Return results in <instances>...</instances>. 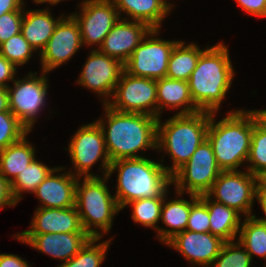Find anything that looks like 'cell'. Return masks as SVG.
I'll return each instance as SVG.
<instances>
[{
	"label": "cell",
	"instance_id": "6da1fadb",
	"mask_svg": "<svg viewBox=\"0 0 266 267\" xmlns=\"http://www.w3.org/2000/svg\"><path fill=\"white\" fill-rule=\"evenodd\" d=\"M105 117L96 122L102 129L111 162L142 158L139 151L157 149L158 118L140 113H123L104 104ZM106 120V121H104ZM107 123V126H106Z\"/></svg>",
	"mask_w": 266,
	"mask_h": 267
},
{
	"label": "cell",
	"instance_id": "7a4b0ae2",
	"mask_svg": "<svg viewBox=\"0 0 266 267\" xmlns=\"http://www.w3.org/2000/svg\"><path fill=\"white\" fill-rule=\"evenodd\" d=\"M228 47L207 46L188 80L191 98L200 111L217 113L234 77Z\"/></svg>",
	"mask_w": 266,
	"mask_h": 267
},
{
	"label": "cell",
	"instance_id": "3957f363",
	"mask_svg": "<svg viewBox=\"0 0 266 267\" xmlns=\"http://www.w3.org/2000/svg\"><path fill=\"white\" fill-rule=\"evenodd\" d=\"M114 171H118L114 196L121 210L138 199L164 197L172 185L171 175L164 165L145 157L115 160L107 176Z\"/></svg>",
	"mask_w": 266,
	"mask_h": 267
},
{
	"label": "cell",
	"instance_id": "277c9868",
	"mask_svg": "<svg viewBox=\"0 0 266 267\" xmlns=\"http://www.w3.org/2000/svg\"><path fill=\"white\" fill-rule=\"evenodd\" d=\"M215 114L210 113L207 139L212 145L216 162L222 171H238L249 157L253 117L248 111L235 110L216 122Z\"/></svg>",
	"mask_w": 266,
	"mask_h": 267
},
{
	"label": "cell",
	"instance_id": "5b68a950",
	"mask_svg": "<svg viewBox=\"0 0 266 267\" xmlns=\"http://www.w3.org/2000/svg\"><path fill=\"white\" fill-rule=\"evenodd\" d=\"M157 121V150H163L172 159V166H164L172 176L182 167L207 139L210 112L200 111L188 115H174Z\"/></svg>",
	"mask_w": 266,
	"mask_h": 267
},
{
	"label": "cell",
	"instance_id": "8992f818",
	"mask_svg": "<svg viewBox=\"0 0 266 267\" xmlns=\"http://www.w3.org/2000/svg\"><path fill=\"white\" fill-rule=\"evenodd\" d=\"M83 178L77 180L75 207L86 233L93 238H102L110 231L114 216L121 208L106 185L107 175ZM81 179L83 182H80Z\"/></svg>",
	"mask_w": 266,
	"mask_h": 267
},
{
	"label": "cell",
	"instance_id": "52a82bcc",
	"mask_svg": "<svg viewBox=\"0 0 266 267\" xmlns=\"http://www.w3.org/2000/svg\"><path fill=\"white\" fill-rule=\"evenodd\" d=\"M222 170L219 168L211 143L206 139L190 159L172 176L178 196L187 191L197 196L207 194Z\"/></svg>",
	"mask_w": 266,
	"mask_h": 267
},
{
	"label": "cell",
	"instance_id": "ba28073f",
	"mask_svg": "<svg viewBox=\"0 0 266 267\" xmlns=\"http://www.w3.org/2000/svg\"><path fill=\"white\" fill-rule=\"evenodd\" d=\"M68 150L76 173L70 172L74 176L98 177L90 173V170L101 158L103 174L104 176L108 174L111 160L107 154L102 129L96 121L83 125L76 131Z\"/></svg>",
	"mask_w": 266,
	"mask_h": 267
},
{
	"label": "cell",
	"instance_id": "9c48e42d",
	"mask_svg": "<svg viewBox=\"0 0 266 267\" xmlns=\"http://www.w3.org/2000/svg\"><path fill=\"white\" fill-rule=\"evenodd\" d=\"M160 29H151L124 64V71L135 77L165 78L174 46L179 41L157 38Z\"/></svg>",
	"mask_w": 266,
	"mask_h": 267
},
{
	"label": "cell",
	"instance_id": "30bf717a",
	"mask_svg": "<svg viewBox=\"0 0 266 267\" xmlns=\"http://www.w3.org/2000/svg\"><path fill=\"white\" fill-rule=\"evenodd\" d=\"M37 72L27 74L23 79L13 81L14 87L8 86V101L10 112L29 130L33 126L41 112L42 107L46 105L45 98L48 89L47 73Z\"/></svg>",
	"mask_w": 266,
	"mask_h": 267
},
{
	"label": "cell",
	"instance_id": "8fae6325",
	"mask_svg": "<svg viewBox=\"0 0 266 267\" xmlns=\"http://www.w3.org/2000/svg\"><path fill=\"white\" fill-rule=\"evenodd\" d=\"M107 105L115 111L140 113L157 118L156 80L135 77L123 71L112 101H109Z\"/></svg>",
	"mask_w": 266,
	"mask_h": 267
},
{
	"label": "cell",
	"instance_id": "7c38bea8",
	"mask_svg": "<svg viewBox=\"0 0 266 267\" xmlns=\"http://www.w3.org/2000/svg\"><path fill=\"white\" fill-rule=\"evenodd\" d=\"M259 178L244 171H222L214 181L209 197L212 200L232 208L245 217L254 216L252 205L256 198L257 184Z\"/></svg>",
	"mask_w": 266,
	"mask_h": 267
},
{
	"label": "cell",
	"instance_id": "4fadbf2b",
	"mask_svg": "<svg viewBox=\"0 0 266 267\" xmlns=\"http://www.w3.org/2000/svg\"><path fill=\"white\" fill-rule=\"evenodd\" d=\"M78 6L81 12L72 16L79 25L82 44L100 47L120 19L115 4L112 0H85Z\"/></svg>",
	"mask_w": 266,
	"mask_h": 267
},
{
	"label": "cell",
	"instance_id": "5bb4252c",
	"mask_svg": "<svg viewBox=\"0 0 266 267\" xmlns=\"http://www.w3.org/2000/svg\"><path fill=\"white\" fill-rule=\"evenodd\" d=\"M90 52L76 83L101 95L102 102L107 104L110 101L107 98H112L124 71V64L105 55L98 48Z\"/></svg>",
	"mask_w": 266,
	"mask_h": 267
},
{
	"label": "cell",
	"instance_id": "9a60e30c",
	"mask_svg": "<svg viewBox=\"0 0 266 267\" xmlns=\"http://www.w3.org/2000/svg\"><path fill=\"white\" fill-rule=\"evenodd\" d=\"M83 46L80 29L70 14L57 23L52 36L40 54L43 72L49 73L70 58Z\"/></svg>",
	"mask_w": 266,
	"mask_h": 267
},
{
	"label": "cell",
	"instance_id": "2e32d148",
	"mask_svg": "<svg viewBox=\"0 0 266 267\" xmlns=\"http://www.w3.org/2000/svg\"><path fill=\"white\" fill-rule=\"evenodd\" d=\"M224 243V240L210 232L185 230L174 235L165 244L181 253L192 264L210 267Z\"/></svg>",
	"mask_w": 266,
	"mask_h": 267
},
{
	"label": "cell",
	"instance_id": "e0dca14e",
	"mask_svg": "<svg viewBox=\"0 0 266 267\" xmlns=\"http://www.w3.org/2000/svg\"><path fill=\"white\" fill-rule=\"evenodd\" d=\"M14 237L63 263L73 258L91 238L86 232L16 234Z\"/></svg>",
	"mask_w": 266,
	"mask_h": 267
},
{
	"label": "cell",
	"instance_id": "ac0fdd59",
	"mask_svg": "<svg viewBox=\"0 0 266 267\" xmlns=\"http://www.w3.org/2000/svg\"><path fill=\"white\" fill-rule=\"evenodd\" d=\"M150 30L144 22L120 18L105 37L99 50L125 64Z\"/></svg>",
	"mask_w": 266,
	"mask_h": 267
},
{
	"label": "cell",
	"instance_id": "d6986e66",
	"mask_svg": "<svg viewBox=\"0 0 266 267\" xmlns=\"http://www.w3.org/2000/svg\"><path fill=\"white\" fill-rule=\"evenodd\" d=\"M66 168L55 167L44 181L36 188L34 194L40 200L42 208H70L75 206L76 185L78 177L70 171L55 175Z\"/></svg>",
	"mask_w": 266,
	"mask_h": 267
},
{
	"label": "cell",
	"instance_id": "ffe728a7",
	"mask_svg": "<svg viewBox=\"0 0 266 267\" xmlns=\"http://www.w3.org/2000/svg\"><path fill=\"white\" fill-rule=\"evenodd\" d=\"M30 226V230L17 234L86 232L75 206L64 209L38 207Z\"/></svg>",
	"mask_w": 266,
	"mask_h": 267
},
{
	"label": "cell",
	"instance_id": "44dd1931",
	"mask_svg": "<svg viewBox=\"0 0 266 267\" xmlns=\"http://www.w3.org/2000/svg\"><path fill=\"white\" fill-rule=\"evenodd\" d=\"M157 86V118H160L162 109H177L176 115H188L200 112L194 104L189 90L188 81L161 78L156 80Z\"/></svg>",
	"mask_w": 266,
	"mask_h": 267
},
{
	"label": "cell",
	"instance_id": "7402d4cb",
	"mask_svg": "<svg viewBox=\"0 0 266 267\" xmlns=\"http://www.w3.org/2000/svg\"><path fill=\"white\" fill-rule=\"evenodd\" d=\"M115 4L120 18L121 13L128 17L122 19H132L146 23L151 29H161L164 17L169 14L172 4L166 0H112Z\"/></svg>",
	"mask_w": 266,
	"mask_h": 267
},
{
	"label": "cell",
	"instance_id": "603a6c76",
	"mask_svg": "<svg viewBox=\"0 0 266 267\" xmlns=\"http://www.w3.org/2000/svg\"><path fill=\"white\" fill-rule=\"evenodd\" d=\"M50 13L49 8L23 11L21 33L34 50L40 53L52 36L57 23L64 16L54 19Z\"/></svg>",
	"mask_w": 266,
	"mask_h": 267
},
{
	"label": "cell",
	"instance_id": "cb8c5ba5",
	"mask_svg": "<svg viewBox=\"0 0 266 267\" xmlns=\"http://www.w3.org/2000/svg\"><path fill=\"white\" fill-rule=\"evenodd\" d=\"M199 198L208 208L209 232L225 242L234 241L240 231L241 214L222 203L212 200L207 194L201 195Z\"/></svg>",
	"mask_w": 266,
	"mask_h": 267
},
{
	"label": "cell",
	"instance_id": "d4e9b609",
	"mask_svg": "<svg viewBox=\"0 0 266 267\" xmlns=\"http://www.w3.org/2000/svg\"><path fill=\"white\" fill-rule=\"evenodd\" d=\"M167 193L164 195V200L161 208V220L169 229L158 227L157 238L165 244L177 233L186 230L188 217L192 204L199 198L197 195L187 194L191 201L185 199H174L166 201ZM166 202V203H165ZM171 228V229H170Z\"/></svg>",
	"mask_w": 266,
	"mask_h": 267
},
{
	"label": "cell",
	"instance_id": "484cf974",
	"mask_svg": "<svg viewBox=\"0 0 266 267\" xmlns=\"http://www.w3.org/2000/svg\"><path fill=\"white\" fill-rule=\"evenodd\" d=\"M27 135L28 133L17 142L0 150V174L8 182H12L36 158L35 147L27 141Z\"/></svg>",
	"mask_w": 266,
	"mask_h": 267
},
{
	"label": "cell",
	"instance_id": "4316f807",
	"mask_svg": "<svg viewBox=\"0 0 266 267\" xmlns=\"http://www.w3.org/2000/svg\"><path fill=\"white\" fill-rule=\"evenodd\" d=\"M203 51L197 44L188 43L185 46V42L179 41L171 52L166 77L188 81Z\"/></svg>",
	"mask_w": 266,
	"mask_h": 267
},
{
	"label": "cell",
	"instance_id": "83f0119b",
	"mask_svg": "<svg viewBox=\"0 0 266 267\" xmlns=\"http://www.w3.org/2000/svg\"><path fill=\"white\" fill-rule=\"evenodd\" d=\"M243 221L237 240L245 247L251 259L253 255L266 259V221L255 215L245 217Z\"/></svg>",
	"mask_w": 266,
	"mask_h": 267
},
{
	"label": "cell",
	"instance_id": "f1b7e54d",
	"mask_svg": "<svg viewBox=\"0 0 266 267\" xmlns=\"http://www.w3.org/2000/svg\"><path fill=\"white\" fill-rule=\"evenodd\" d=\"M55 167L50 168L35 159L10 182L12 196L16 203L22 200L23 192L34 193Z\"/></svg>",
	"mask_w": 266,
	"mask_h": 267
},
{
	"label": "cell",
	"instance_id": "f546056e",
	"mask_svg": "<svg viewBox=\"0 0 266 267\" xmlns=\"http://www.w3.org/2000/svg\"><path fill=\"white\" fill-rule=\"evenodd\" d=\"M100 239L91 237L73 258L57 267H100L111 244V239L96 244Z\"/></svg>",
	"mask_w": 266,
	"mask_h": 267
},
{
	"label": "cell",
	"instance_id": "4dcf8cb0",
	"mask_svg": "<svg viewBox=\"0 0 266 267\" xmlns=\"http://www.w3.org/2000/svg\"><path fill=\"white\" fill-rule=\"evenodd\" d=\"M164 197L142 198L128 203L132 207L131 218L134 222L145 227H152L158 230V223L161 220V208Z\"/></svg>",
	"mask_w": 266,
	"mask_h": 267
},
{
	"label": "cell",
	"instance_id": "1f68e13d",
	"mask_svg": "<svg viewBox=\"0 0 266 267\" xmlns=\"http://www.w3.org/2000/svg\"><path fill=\"white\" fill-rule=\"evenodd\" d=\"M248 162L250 163L246 168L251 174L259 179L266 176V131L260 129L254 119Z\"/></svg>",
	"mask_w": 266,
	"mask_h": 267
},
{
	"label": "cell",
	"instance_id": "d6a6232c",
	"mask_svg": "<svg viewBox=\"0 0 266 267\" xmlns=\"http://www.w3.org/2000/svg\"><path fill=\"white\" fill-rule=\"evenodd\" d=\"M33 52L36 51L21 32L0 44V54L16 67L26 64Z\"/></svg>",
	"mask_w": 266,
	"mask_h": 267
},
{
	"label": "cell",
	"instance_id": "836d02e7",
	"mask_svg": "<svg viewBox=\"0 0 266 267\" xmlns=\"http://www.w3.org/2000/svg\"><path fill=\"white\" fill-rule=\"evenodd\" d=\"M239 240L225 242L210 267H250L251 256Z\"/></svg>",
	"mask_w": 266,
	"mask_h": 267
},
{
	"label": "cell",
	"instance_id": "e575fe53",
	"mask_svg": "<svg viewBox=\"0 0 266 267\" xmlns=\"http://www.w3.org/2000/svg\"><path fill=\"white\" fill-rule=\"evenodd\" d=\"M30 132L10 111L0 112V150L17 142Z\"/></svg>",
	"mask_w": 266,
	"mask_h": 267
},
{
	"label": "cell",
	"instance_id": "d590c367",
	"mask_svg": "<svg viewBox=\"0 0 266 267\" xmlns=\"http://www.w3.org/2000/svg\"><path fill=\"white\" fill-rule=\"evenodd\" d=\"M209 212L206 204L198 198L191 206L186 230L193 232H209Z\"/></svg>",
	"mask_w": 266,
	"mask_h": 267
},
{
	"label": "cell",
	"instance_id": "8d00e7d4",
	"mask_svg": "<svg viewBox=\"0 0 266 267\" xmlns=\"http://www.w3.org/2000/svg\"><path fill=\"white\" fill-rule=\"evenodd\" d=\"M23 11L4 13L0 17V44L21 32Z\"/></svg>",
	"mask_w": 266,
	"mask_h": 267
},
{
	"label": "cell",
	"instance_id": "74e56055",
	"mask_svg": "<svg viewBox=\"0 0 266 267\" xmlns=\"http://www.w3.org/2000/svg\"><path fill=\"white\" fill-rule=\"evenodd\" d=\"M243 11L257 17H266V0H235Z\"/></svg>",
	"mask_w": 266,
	"mask_h": 267
},
{
	"label": "cell",
	"instance_id": "f35d334b",
	"mask_svg": "<svg viewBox=\"0 0 266 267\" xmlns=\"http://www.w3.org/2000/svg\"><path fill=\"white\" fill-rule=\"evenodd\" d=\"M16 66L0 54V87L8 88L7 81H14Z\"/></svg>",
	"mask_w": 266,
	"mask_h": 267
},
{
	"label": "cell",
	"instance_id": "ab89813d",
	"mask_svg": "<svg viewBox=\"0 0 266 267\" xmlns=\"http://www.w3.org/2000/svg\"><path fill=\"white\" fill-rule=\"evenodd\" d=\"M17 203L15 202L10 182H8L1 174H0V209L5 208L4 206L13 207Z\"/></svg>",
	"mask_w": 266,
	"mask_h": 267
},
{
	"label": "cell",
	"instance_id": "60d3db41",
	"mask_svg": "<svg viewBox=\"0 0 266 267\" xmlns=\"http://www.w3.org/2000/svg\"><path fill=\"white\" fill-rule=\"evenodd\" d=\"M0 267H31L23 258L15 254H0Z\"/></svg>",
	"mask_w": 266,
	"mask_h": 267
},
{
	"label": "cell",
	"instance_id": "b9f144b4",
	"mask_svg": "<svg viewBox=\"0 0 266 267\" xmlns=\"http://www.w3.org/2000/svg\"><path fill=\"white\" fill-rule=\"evenodd\" d=\"M23 0H0V17L7 12L24 11Z\"/></svg>",
	"mask_w": 266,
	"mask_h": 267
},
{
	"label": "cell",
	"instance_id": "7bdbcfd3",
	"mask_svg": "<svg viewBox=\"0 0 266 267\" xmlns=\"http://www.w3.org/2000/svg\"><path fill=\"white\" fill-rule=\"evenodd\" d=\"M256 199L258 200L265 218H258L266 221V183L260 179L257 184Z\"/></svg>",
	"mask_w": 266,
	"mask_h": 267
},
{
	"label": "cell",
	"instance_id": "ee69618b",
	"mask_svg": "<svg viewBox=\"0 0 266 267\" xmlns=\"http://www.w3.org/2000/svg\"><path fill=\"white\" fill-rule=\"evenodd\" d=\"M252 115L255 124L260 128L266 131V109L264 110H248Z\"/></svg>",
	"mask_w": 266,
	"mask_h": 267
},
{
	"label": "cell",
	"instance_id": "f6af8a7d",
	"mask_svg": "<svg viewBox=\"0 0 266 267\" xmlns=\"http://www.w3.org/2000/svg\"><path fill=\"white\" fill-rule=\"evenodd\" d=\"M10 111L7 88L0 87V112Z\"/></svg>",
	"mask_w": 266,
	"mask_h": 267
},
{
	"label": "cell",
	"instance_id": "bcb514c9",
	"mask_svg": "<svg viewBox=\"0 0 266 267\" xmlns=\"http://www.w3.org/2000/svg\"><path fill=\"white\" fill-rule=\"evenodd\" d=\"M62 2L63 0H33V2L37 3V4H43V3H49L51 5H56L59 2Z\"/></svg>",
	"mask_w": 266,
	"mask_h": 267
},
{
	"label": "cell",
	"instance_id": "7dc6e473",
	"mask_svg": "<svg viewBox=\"0 0 266 267\" xmlns=\"http://www.w3.org/2000/svg\"><path fill=\"white\" fill-rule=\"evenodd\" d=\"M262 180L266 183V176Z\"/></svg>",
	"mask_w": 266,
	"mask_h": 267
}]
</instances>
